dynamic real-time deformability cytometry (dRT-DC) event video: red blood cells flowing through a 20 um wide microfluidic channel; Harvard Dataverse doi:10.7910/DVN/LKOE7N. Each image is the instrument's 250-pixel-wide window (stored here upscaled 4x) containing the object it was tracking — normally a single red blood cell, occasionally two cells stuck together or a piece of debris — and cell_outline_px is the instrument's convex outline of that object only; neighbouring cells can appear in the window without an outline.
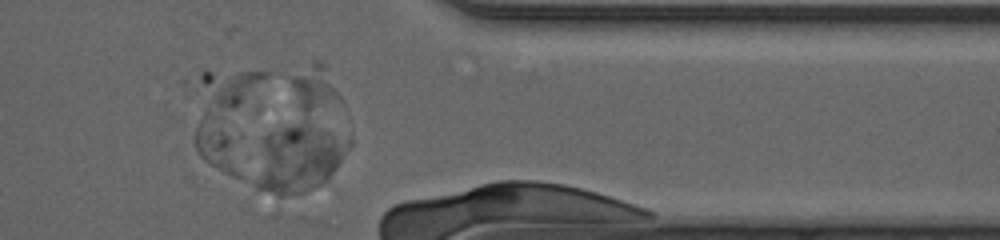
{"species": "human", "species_latin": "Homo sapiens", "temperature_condition": "cold", "stored_images_in_passage": 42, "camera_frame_rate_fps": 3000, "um_per_image_px": 0.085, "donor": {"sex": "male"}, "frame": {"image": 1, "passage_image": 32, "time_ms": 10.333, "image_size_px": [1000, 240], "cell_outline_px": [[268, 76], [240, 176], [232, 176], [224, 172], [204, 160], [200, 156], [196, 148], [192, 80], [200, 72], [268, 72]], "centroid_in_image_um": [19.24, 9.87], "position_along_channel_um": 392.2, "area_um2": 42.19}}